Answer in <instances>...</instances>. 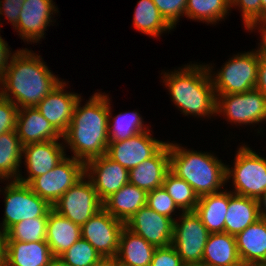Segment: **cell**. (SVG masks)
<instances>
[{"instance_id":"obj_1","label":"cell","mask_w":266,"mask_h":266,"mask_svg":"<svg viewBox=\"0 0 266 266\" xmlns=\"http://www.w3.org/2000/svg\"><path fill=\"white\" fill-rule=\"evenodd\" d=\"M40 57L26 48L17 50L0 78V95L19 109L36 107L61 82Z\"/></svg>"},{"instance_id":"obj_2","label":"cell","mask_w":266,"mask_h":266,"mask_svg":"<svg viewBox=\"0 0 266 266\" xmlns=\"http://www.w3.org/2000/svg\"><path fill=\"white\" fill-rule=\"evenodd\" d=\"M95 93L84 106L77 101L72 120L62 139L73 152L75 159L88 160L106 154L109 144V97Z\"/></svg>"},{"instance_id":"obj_3","label":"cell","mask_w":266,"mask_h":266,"mask_svg":"<svg viewBox=\"0 0 266 266\" xmlns=\"http://www.w3.org/2000/svg\"><path fill=\"white\" fill-rule=\"evenodd\" d=\"M163 83L184 115L211 117L216 113L217 96L207 65L189 64L166 73Z\"/></svg>"},{"instance_id":"obj_4","label":"cell","mask_w":266,"mask_h":266,"mask_svg":"<svg viewBox=\"0 0 266 266\" xmlns=\"http://www.w3.org/2000/svg\"><path fill=\"white\" fill-rule=\"evenodd\" d=\"M169 157L170 171L184 179L199 197L220 192L227 182L226 165L210 153L169 143Z\"/></svg>"},{"instance_id":"obj_5","label":"cell","mask_w":266,"mask_h":266,"mask_svg":"<svg viewBox=\"0 0 266 266\" xmlns=\"http://www.w3.org/2000/svg\"><path fill=\"white\" fill-rule=\"evenodd\" d=\"M234 158V168L226 166V181L232 177L233 193L260 200L266 193V159L244 145Z\"/></svg>"},{"instance_id":"obj_6","label":"cell","mask_w":266,"mask_h":266,"mask_svg":"<svg viewBox=\"0 0 266 266\" xmlns=\"http://www.w3.org/2000/svg\"><path fill=\"white\" fill-rule=\"evenodd\" d=\"M261 57L259 49L237 54L215 73L216 76H212V67L207 65L215 93L239 94L254 89Z\"/></svg>"},{"instance_id":"obj_7","label":"cell","mask_w":266,"mask_h":266,"mask_svg":"<svg viewBox=\"0 0 266 266\" xmlns=\"http://www.w3.org/2000/svg\"><path fill=\"white\" fill-rule=\"evenodd\" d=\"M4 190L5 217L1 229L5 233L22 220L48 217L52 206L33 192L28 184L10 180Z\"/></svg>"},{"instance_id":"obj_8","label":"cell","mask_w":266,"mask_h":266,"mask_svg":"<svg viewBox=\"0 0 266 266\" xmlns=\"http://www.w3.org/2000/svg\"><path fill=\"white\" fill-rule=\"evenodd\" d=\"M84 175L85 163L66 156L53 169L35 177L28 185L40 198L53 206Z\"/></svg>"},{"instance_id":"obj_9","label":"cell","mask_w":266,"mask_h":266,"mask_svg":"<svg viewBox=\"0 0 266 266\" xmlns=\"http://www.w3.org/2000/svg\"><path fill=\"white\" fill-rule=\"evenodd\" d=\"M84 175L52 206L58 214L82 226L103 208L91 180ZM85 179V180H84Z\"/></svg>"},{"instance_id":"obj_10","label":"cell","mask_w":266,"mask_h":266,"mask_svg":"<svg viewBox=\"0 0 266 266\" xmlns=\"http://www.w3.org/2000/svg\"><path fill=\"white\" fill-rule=\"evenodd\" d=\"M174 220L172 246L183 263H201L209 232L195 211L182 212Z\"/></svg>"},{"instance_id":"obj_11","label":"cell","mask_w":266,"mask_h":266,"mask_svg":"<svg viewBox=\"0 0 266 266\" xmlns=\"http://www.w3.org/2000/svg\"><path fill=\"white\" fill-rule=\"evenodd\" d=\"M216 113L235 124H255L266 120V97L256 88L239 94H216Z\"/></svg>"},{"instance_id":"obj_12","label":"cell","mask_w":266,"mask_h":266,"mask_svg":"<svg viewBox=\"0 0 266 266\" xmlns=\"http://www.w3.org/2000/svg\"><path fill=\"white\" fill-rule=\"evenodd\" d=\"M124 226L125 223L102 208L81 226V238L87 240L102 258H115Z\"/></svg>"},{"instance_id":"obj_13","label":"cell","mask_w":266,"mask_h":266,"mask_svg":"<svg viewBox=\"0 0 266 266\" xmlns=\"http://www.w3.org/2000/svg\"><path fill=\"white\" fill-rule=\"evenodd\" d=\"M151 135L148 130L124 141L109 142L106 155L129 171L153 157L167 143Z\"/></svg>"},{"instance_id":"obj_14","label":"cell","mask_w":266,"mask_h":266,"mask_svg":"<svg viewBox=\"0 0 266 266\" xmlns=\"http://www.w3.org/2000/svg\"><path fill=\"white\" fill-rule=\"evenodd\" d=\"M85 175L93 183L102 202L129 183V171L106 154L88 160Z\"/></svg>"},{"instance_id":"obj_15","label":"cell","mask_w":266,"mask_h":266,"mask_svg":"<svg viewBox=\"0 0 266 266\" xmlns=\"http://www.w3.org/2000/svg\"><path fill=\"white\" fill-rule=\"evenodd\" d=\"M125 227L143 237L156 248L172 245L174 221L157 213L147 205L141 207L125 223Z\"/></svg>"},{"instance_id":"obj_16","label":"cell","mask_w":266,"mask_h":266,"mask_svg":"<svg viewBox=\"0 0 266 266\" xmlns=\"http://www.w3.org/2000/svg\"><path fill=\"white\" fill-rule=\"evenodd\" d=\"M52 0H25L21 7L15 29L27 42H38L44 36L47 26L52 22L57 8ZM52 14V15H51ZM49 24V25H48Z\"/></svg>"},{"instance_id":"obj_17","label":"cell","mask_w":266,"mask_h":266,"mask_svg":"<svg viewBox=\"0 0 266 266\" xmlns=\"http://www.w3.org/2000/svg\"><path fill=\"white\" fill-rule=\"evenodd\" d=\"M58 141L38 142L23 146L22 154L29 175L27 178L20 175L17 181L29 184L35 177L46 174L62 161L66 154L63 143H58Z\"/></svg>"},{"instance_id":"obj_18","label":"cell","mask_w":266,"mask_h":266,"mask_svg":"<svg viewBox=\"0 0 266 266\" xmlns=\"http://www.w3.org/2000/svg\"><path fill=\"white\" fill-rule=\"evenodd\" d=\"M66 83L61 81L35 108L48 122L63 135L73 116L77 101L81 98L77 93L65 92Z\"/></svg>"},{"instance_id":"obj_19","label":"cell","mask_w":266,"mask_h":266,"mask_svg":"<svg viewBox=\"0 0 266 266\" xmlns=\"http://www.w3.org/2000/svg\"><path fill=\"white\" fill-rule=\"evenodd\" d=\"M15 130L22 146L62 138V135L35 107L18 109Z\"/></svg>"},{"instance_id":"obj_20","label":"cell","mask_w":266,"mask_h":266,"mask_svg":"<svg viewBox=\"0 0 266 266\" xmlns=\"http://www.w3.org/2000/svg\"><path fill=\"white\" fill-rule=\"evenodd\" d=\"M169 171L170 157L167 142L153 157L129 170V183L149 192L163 186Z\"/></svg>"},{"instance_id":"obj_21","label":"cell","mask_w":266,"mask_h":266,"mask_svg":"<svg viewBox=\"0 0 266 266\" xmlns=\"http://www.w3.org/2000/svg\"><path fill=\"white\" fill-rule=\"evenodd\" d=\"M241 262L245 266L266 261V219L260 218L235 236Z\"/></svg>"},{"instance_id":"obj_22","label":"cell","mask_w":266,"mask_h":266,"mask_svg":"<svg viewBox=\"0 0 266 266\" xmlns=\"http://www.w3.org/2000/svg\"><path fill=\"white\" fill-rule=\"evenodd\" d=\"M81 238V226L73 223L55 210L49 211L46 242L54 257H59Z\"/></svg>"},{"instance_id":"obj_23","label":"cell","mask_w":266,"mask_h":266,"mask_svg":"<svg viewBox=\"0 0 266 266\" xmlns=\"http://www.w3.org/2000/svg\"><path fill=\"white\" fill-rule=\"evenodd\" d=\"M260 219L259 200L239 196L229 191L228 212L225 218V233L236 236Z\"/></svg>"},{"instance_id":"obj_24","label":"cell","mask_w":266,"mask_h":266,"mask_svg":"<svg viewBox=\"0 0 266 266\" xmlns=\"http://www.w3.org/2000/svg\"><path fill=\"white\" fill-rule=\"evenodd\" d=\"M53 257L47 242L6 241L5 266H47Z\"/></svg>"},{"instance_id":"obj_25","label":"cell","mask_w":266,"mask_h":266,"mask_svg":"<svg viewBox=\"0 0 266 266\" xmlns=\"http://www.w3.org/2000/svg\"><path fill=\"white\" fill-rule=\"evenodd\" d=\"M147 192L130 183L103 202V208L116 219L126 223L141 207L146 206Z\"/></svg>"},{"instance_id":"obj_26","label":"cell","mask_w":266,"mask_h":266,"mask_svg":"<svg viewBox=\"0 0 266 266\" xmlns=\"http://www.w3.org/2000/svg\"><path fill=\"white\" fill-rule=\"evenodd\" d=\"M156 247L124 226L115 259L122 266H150Z\"/></svg>"},{"instance_id":"obj_27","label":"cell","mask_w":266,"mask_h":266,"mask_svg":"<svg viewBox=\"0 0 266 266\" xmlns=\"http://www.w3.org/2000/svg\"><path fill=\"white\" fill-rule=\"evenodd\" d=\"M202 262L207 266H245L238 254L235 236L225 232L209 234Z\"/></svg>"},{"instance_id":"obj_28","label":"cell","mask_w":266,"mask_h":266,"mask_svg":"<svg viewBox=\"0 0 266 266\" xmlns=\"http://www.w3.org/2000/svg\"><path fill=\"white\" fill-rule=\"evenodd\" d=\"M220 191L199 197L195 213L211 233L225 232V218L228 212L229 191Z\"/></svg>"},{"instance_id":"obj_29","label":"cell","mask_w":266,"mask_h":266,"mask_svg":"<svg viewBox=\"0 0 266 266\" xmlns=\"http://www.w3.org/2000/svg\"><path fill=\"white\" fill-rule=\"evenodd\" d=\"M23 146L16 130L0 135V180H17L22 163ZM14 177V178H13Z\"/></svg>"},{"instance_id":"obj_30","label":"cell","mask_w":266,"mask_h":266,"mask_svg":"<svg viewBox=\"0 0 266 266\" xmlns=\"http://www.w3.org/2000/svg\"><path fill=\"white\" fill-rule=\"evenodd\" d=\"M134 27L151 37H159L173 27L164 19L152 0H140L134 11Z\"/></svg>"},{"instance_id":"obj_31","label":"cell","mask_w":266,"mask_h":266,"mask_svg":"<svg viewBox=\"0 0 266 266\" xmlns=\"http://www.w3.org/2000/svg\"><path fill=\"white\" fill-rule=\"evenodd\" d=\"M230 0H187L185 16L214 24L230 11Z\"/></svg>"},{"instance_id":"obj_32","label":"cell","mask_w":266,"mask_h":266,"mask_svg":"<svg viewBox=\"0 0 266 266\" xmlns=\"http://www.w3.org/2000/svg\"><path fill=\"white\" fill-rule=\"evenodd\" d=\"M111 107L109 101L108 137L109 142L124 141L149 129L143 127V119L136 111L116 115L111 124Z\"/></svg>"},{"instance_id":"obj_33","label":"cell","mask_w":266,"mask_h":266,"mask_svg":"<svg viewBox=\"0 0 266 266\" xmlns=\"http://www.w3.org/2000/svg\"><path fill=\"white\" fill-rule=\"evenodd\" d=\"M163 188L182 212L195 211L199 196L184 179L169 171L163 181Z\"/></svg>"},{"instance_id":"obj_34","label":"cell","mask_w":266,"mask_h":266,"mask_svg":"<svg viewBox=\"0 0 266 266\" xmlns=\"http://www.w3.org/2000/svg\"><path fill=\"white\" fill-rule=\"evenodd\" d=\"M48 217L22 220L6 232V241L46 242Z\"/></svg>"},{"instance_id":"obj_35","label":"cell","mask_w":266,"mask_h":266,"mask_svg":"<svg viewBox=\"0 0 266 266\" xmlns=\"http://www.w3.org/2000/svg\"><path fill=\"white\" fill-rule=\"evenodd\" d=\"M59 257L69 266H94L103 259L96 249L83 238L76 241Z\"/></svg>"},{"instance_id":"obj_36","label":"cell","mask_w":266,"mask_h":266,"mask_svg":"<svg viewBox=\"0 0 266 266\" xmlns=\"http://www.w3.org/2000/svg\"><path fill=\"white\" fill-rule=\"evenodd\" d=\"M146 205L157 213L171 218L173 221L175 218H172V213L176 209H180L163 186L147 192Z\"/></svg>"},{"instance_id":"obj_37","label":"cell","mask_w":266,"mask_h":266,"mask_svg":"<svg viewBox=\"0 0 266 266\" xmlns=\"http://www.w3.org/2000/svg\"><path fill=\"white\" fill-rule=\"evenodd\" d=\"M238 6L242 10V19L247 30L256 29L261 24V0H230V7Z\"/></svg>"},{"instance_id":"obj_38","label":"cell","mask_w":266,"mask_h":266,"mask_svg":"<svg viewBox=\"0 0 266 266\" xmlns=\"http://www.w3.org/2000/svg\"><path fill=\"white\" fill-rule=\"evenodd\" d=\"M164 19L174 28L185 14L187 0H152Z\"/></svg>"},{"instance_id":"obj_39","label":"cell","mask_w":266,"mask_h":266,"mask_svg":"<svg viewBox=\"0 0 266 266\" xmlns=\"http://www.w3.org/2000/svg\"><path fill=\"white\" fill-rule=\"evenodd\" d=\"M18 107L0 95V135L16 129Z\"/></svg>"},{"instance_id":"obj_40","label":"cell","mask_w":266,"mask_h":266,"mask_svg":"<svg viewBox=\"0 0 266 266\" xmlns=\"http://www.w3.org/2000/svg\"><path fill=\"white\" fill-rule=\"evenodd\" d=\"M183 262L176 249L170 245L156 248L150 266H182Z\"/></svg>"},{"instance_id":"obj_41","label":"cell","mask_w":266,"mask_h":266,"mask_svg":"<svg viewBox=\"0 0 266 266\" xmlns=\"http://www.w3.org/2000/svg\"><path fill=\"white\" fill-rule=\"evenodd\" d=\"M25 0H4L0 1V15H5L7 19L16 27L18 18ZM3 3V4H2Z\"/></svg>"},{"instance_id":"obj_42","label":"cell","mask_w":266,"mask_h":266,"mask_svg":"<svg viewBox=\"0 0 266 266\" xmlns=\"http://www.w3.org/2000/svg\"><path fill=\"white\" fill-rule=\"evenodd\" d=\"M255 88L266 97V60L260 58L257 68V81Z\"/></svg>"},{"instance_id":"obj_43","label":"cell","mask_w":266,"mask_h":266,"mask_svg":"<svg viewBox=\"0 0 266 266\" xmlns=\"http://www.w3.org/2000/svg\"><path fill=\"white\" fill-rule=\"evenodd\" d=\"M11 55L12 54L7 42L0 36V78L3 76L6 68L10 64L9 59H11Z\"/></svg>"},{"instance_id":"obj_44","label":"cell","mask_w":266,"mask_h":266,"mask_svg":"<svg viewBox=\"0 0 266 266\" xmlns=\"http://www.w3.org/2000/svg\"><path fill=\"white\" fill-rule=\"evenodd\" d=\"M255 27H260L259 30L262 36V40L260 41L261 43H259L260 48L258 49L261 53L262 58L266 60V24H261L260 26Z\"/></svg>"},{"instance_id":"obj_45","label":"cell","mask_w":266,"mask_h":266,"mask_svg":"<svg viewBox=\"0 0 266 266\" xmlns=\"http://www.w3.org/2000/svg\"><path fill=\"white\" fill-rule=\"evenodd\" d=\"M6 254V233L1 229L0 231V266H5Z\"/></svg>"},{"instance_id":"obj_46","label":"cell","mask_w":266,"mask_h":266,"mask_svg":"<svg viewBox=\"0 0 266 266\" xmlns=\"http://www.w3.org/2000/svg\"><path fill=\"white\" fill-rule=\"evenodd\" d=\"M260 218L266 219V193L259 200Z\"/></svg>"},{"instance_id":"obj_47","label":"cell","mask_w":266,"mask_h":266,"mask_svg":"<svg viewBox=\"0 0 266 266\" xmlns=\"http://www.w3.org/2000/svg\"><path fill=\"white\" fill-rule=\"evenodd\" d=\"M94 266H116L115 258H103L99 263Z\"/></svg>"},{"instance_id":"obj_48","label":"cell","mask_w":266,"mask_h":266,"mask_svg":"<svg viewBox=\"0 0 266 266\" xmlns=\"http://www.w3.org/2000/svg\"><path fill=\"white\" fill-rule=\"evenodd\" d=\"M47 266H69L60 257H53Z\"/></svg>"},{"instance_id":"obj_49","label":"cell","mask_w":266,"mask_h":266,"mask_svg":"<svg viewBox=\"0 0 266 266\" xmlns=\"http://www.w3.org/2000/svg\"><path fill=\"white\" fill-rule=\"evenodd\" d=\"M261 24H266V0H261Z\"/></svg>"},{"instance_id":"obj_50","label":"cell","mask_w":266,"mask_h":266,"mask_svg":"<svg viewBox=\"0 0 266 266\" xmlns=\"http://www.w3.org/2000/svg\"><path fill=\"white\" fill-rule=\"evenodd\" d=\"M182 266H207L205 263H183Z\"/></svg>"},{"instance_id":"obj_51","label":"cell","mask_w":266,"mask_h":266,"mask_svg":"<svg viewBox=\"0 0 266 266\" xmlns=\"http://www.w3.org/2000/svg\"><path fill=\"white\" fill-rule=\"evenodd\" d=\"M252 266H266V261H262V262H259V263H256Z\"/></svg>"},{"instance_id":"obj_52","label":"cell","mask_w":266,"mask_h":266,"mask_svg":"<svg viewBox=\"0 0 266 266\" xmlns=\"http://www.w3.org/2000/svg\"><path fill=\"white\" fill-rule=\"evenodd\" d=\"M116 266H122V265H120V264L117 262V260H116Z\"/></svg>"}]
</instances>
